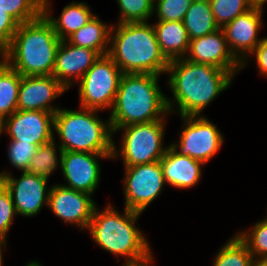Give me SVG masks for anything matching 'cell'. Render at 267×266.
<instances>
[{"instance_id":"1","label":"cell","mask_w":267,"mask_h":266,"mask_svg":"<svg viewBox=\"0 0 267 266\" xmlns=\"http://www.w3.org/2000/svg\"><path fill=\"white\" fill-rule=\"evenodd\" d=\"M166 73L170 74L168 85L174 96V100L166 97L168 112H175L173 108L177 105L180 116H200L234 79L228 71L195 63L185 57L169 61Z\"/></svg>"},{"instance_id":"2","label":"cell","mask_w":267,"mask_h":266,"mask_svg":"<svg viewBox=\"0 0 267 266\" xmlns=\"http://www.w3.org/2000/svg\"><path fill=\"white\" fill-rule=\"evenodd\" d=\"M112 27L108 55L123 74L159 76L167 72L169 61L160 50L152 24L118 23Z\"/></svg>"},{"instance_id":"3","label":"cell","mask_w":267,"mask_h":266,"mask_svg":"<svg viewBox=\"0 0 267 266\" xmlns=\"http://www.w3.org/2000/svg\"><path fill=\"white\" fill-rule=\"evenodd\" d=\"M155 74H123L109 117L113 134L131 124L165 120L166 96Z\"/></svg>"},{"instance_id":"4","label":"cell","mask_w":267,"mask_h":266,"mask_svg":"<svg viewBox=\"0 0 267 266\" xmlns=\"http://www.w3.org/2000/svg\"><path fill=\"white\" fill-rule=\"evenodd\" d=\"M60 42L52 25L42 14L19 25L1 58L21 76L52 75Z\"/></svg>"},{"instance_id":"5","label":"cell","mask_w":267,"mask_h":266,"mask_svg":"<svg viewBox=\"0 0 267 266\" xmlns=\"http://www.w3.org/2000/svg\"><path fill=\"white\" fill-rule=\"evenodd\" d=\"M124 209L121 214L111 204L102 211L95 207L87 229L104 250L126 257V262L138 261L152 253L150 244L135 224L141 213Z\"/></svg>"},{"instance_id":"6","label":"cell","mask_w":267,"mask_h":266,"mask_svg":"<svg viewBox=\"0 0 267 266\" xmlns=\"http://www.w3.org/2000/svg\"><path fill=\"white\" fill-rule=\"evenodd\" d=\"M98 110L81 107L79 111L60 108L54 114V130L62 151L113 154L110 121L97 117Z\"/></svg>"},{"instance_id":"7","label":"cell","mask_w":267,"mask_h":266,"mask_svg":"<svg viewBox=\"0 0 267 266\" xmlns=\"http://www.w3.org/2000/svg\"><path fill=\"white\" fill-rule=\"evenodd\" d=\"M165 120L150 123L131 124L118 128L123 130L120 152L113 144L112 158L119 155L123 158L124 166L130 167L157 162L164 156L167 149L163 146Z\"/></svg>"},{"instance_id":"8","label":"cell","mask_w":267,"mask_h":266,"mask_svg":"<svg viewBox=\"0 0 267 266\" xmlns=\"http://www.w3.org/2000/svg\"><path fill=\"white\" fill-rule=\"evenodd\" d=\"M122 75L108 54L100 56L78 81L80 107L94 110L112 108Z\"/></svg>"},{"instance_id":"9","label":"cell","mask_w":267,"mask_h":266,"mask_svg":"<svg viewBox=\"0 0 267 266\" xmlns=\"http://www.w3.org/2000/svg\"><path fill=\"white\" fill-rule=\"evenodd\" d=\"M181 119L184 123L179 142L170 146L183 156L207 163L222 146L223 134L203 116H181Z\"/></svg>"},{"instance_id":"10","label":"cell","mask_w":267,"mask_h":266,"mask_svg":"<svg viewBox=\"0 0 267 266\" xmlns=\"http://www.w3.org/2000/svg\"><path fill=\"white\" fill-rule=\"evenodd\" d=\"M125 206L142 213L156 199L166 182L160 161L125 167Z\"/></svg>"},{"instance_id":"11","label":"cell","mask_w":267,"mask_h":266,"mask_svg":"<svg viewBox=\"0 0 267 266\" xmlns=\"http://www.w3.org/2000/svg\"><path fill=\"white\" fill-rule=\"evenodd\" d=\"M0 180L9 191L17 214L32 217L40 212L43 205L48 206V178L25 171L16 179L5 171L0 173Z\"/></svg>"},{"instance_id":"12","label":"cell","mask_w":267,"mask_h":266,"mask_svg":"<svg viewBox=\"0 0 267 266\" xmlns=\"http://www.w3.org/2000/svg\"><path fill=\"white\" fill-rule=\"evenodd\" d=\"M96 206L91 194L86 192L67 188L61 184L49 188L50 210L64 222L77 225L81 230L88 228Z\"/></svg>"},{"instance_id":"13","label":"cell","mask_w":267,"mask_h":266,"mask_svg":"<svg viewBox=\"0 0 267 266\" xmlns=\"http://www.w3.org/2000/svg\"><path fill=\"white\" fill-rule=\"evenodd\" d=\"M112 155L62 151L61 170L68 184L61 185L92 195L100 182L101 167L97 159H111Z\"/></svg>"},{"instance_id":"14","label":"cell","mask_w":267,"mask_h":266,"mask_svg":"<svg viewBox=\"0 0 267 266\" xmlns=\"http://www.w3.org/2000/svg\"><path fill=\"white\" fill-rule=\"evenodd\" d=\"M54 114L45 111L16 110L6 118L5 133L11 140L41 146L54 139Z\"/></svg>"},{"instance_id":"15","label":"cell","mask_w":267,"mask_h":266,"mask_svg":"<svg viewBox=\"0 0 267 266\" xmlns=\"http://www.w3.org/2000/svg\"><path fill=\"white\" fill-rule=\"evenodd\" d=\"M262 12V8L252 7L222 28L229 50L241 63V68L246 66L247 53L249 56L261 42L262 38H258L257 34L263 26Z\"/></svg>"},{"instance_id":"16","label":"cell","mask_w":267,"mask_h":266,"mask_svg":"<svg viewBox=\"0 0 267 266\" xmlns=\"http://www.w3.org/2000/svg\"><path fill=\"white\" fill-rule=\"evenodd\" d=\"M188 52L185 56L187 60L213 65L228 71L233 77L241 69V63L229 50L222 28L205 36L190 40Z\"/></svg>"},{"instance_id":"17","label":"cell","mask_w":267,"mask_h":266,"mask_svg":"<svg viewBox=\"0 0 267 266\" xmlns=\"http://www.w3.org/2000/svg\"><path fill=\"white\" fill-rule=\"evenodd\" d=\"M67 89L52 75L21 76L17 110L55 114L60 108L51 102Z\"/></svg>"},{"instance_id":"18","label":"cell","mask_w":267,"mask_h":266,"mask_svg":"<svg viewBox=\"0 0 267 266\" xmlns=\"http://www.w3.org/2000/svg\"><path fill=\"white\" fill-rule=\"evenodd\" d=\"M100 55L86 47H79L61 40L56 52L55 66L52 76L66 89L80 80Z\"/></svg>"},{"instance_id":"19","label":"cell","mask_w":267,"mask_h":266,"mask_svg":"<svg viewBox=\"0 0 267 266\" xmlns=\"http://www.w3.org/2000/svg\"><path fill=\"white\" fill-rule=\"evenodd\" d=\"M165 182L176 188H191L202 176V162L183 156L168 146L160 159Z\"/></svg>"},{"instance_id":"20","label":"cell","mask_w":267,"mask_h":266,"mask_svg":"<svg viewBox=\"0 0 267 266\" xmlns=\"http://www.w3.org/2000/svg\"><path fill=\"white\" fill-rule=\"evenodd\" d=\"M153 27L160 50L168 61L186 56L190 39L183 21H157Z\"/></svg>"},{"instance_id":"21","label":"cell","mask_w":267,"mask_h":266,"mask_svg":"<svg viewBox=\"0 0 267 266\" xmlns=\"http://www.w3.org/2000/svg\"><path fill=\"white\" fill-rule=\"evenodd\" d=\"M49 7L50 1L43 0V15L50 22L60 40H66L71 34L87 24L95 15L92 14L89 6L85 2H72L66 5L59 18H54L49 15Z\"/></svg>"},{"instance_id":"22","label":"cell","mask_w":267,"mask_h":266,"mask_svg":"<svg viewBox=\"0 0 267 266\" xmlns=\"http://www.w3.org/2000/svg\"><path fill=\"white\" fill-rule=\"evenodd\" d=\"M111 28L112 26L103 23L98 16L94 15L87 24L71 34L66 40L75 46L90 48L100 56L107 55Z\"/></svg>"},{"instance_id":"23","label":"cell","mask_w":267,"mask_h":266,"mask_svg":"<svg viewBox=\"0 0 267 266\" xmlns=\"http://www.w3.org/2000/svg\"><path fill=\"white\" fill-rule=\"evenodd\" d=\"M190 40L213 33L219 29L209 0H193L183 19Z\"/></svg>"},{"instance_id":"24","label":"cell","mask_w":267,"mask_h":266,"mask_svg":"<svg viewBox=\"0 0 267 266\" xmlns=\"http://www.w3.org/2000/svg\"><path fill=\"white\" fill-rule=\"evenodd\" d=\"M21 75L0 60V115L7 118L17 110Z\"/></svg>"},{"instance_id":"25","label":"cell","mask_w":267,"mask_h":266,"mask_svg":"<svg viewBox=\"0 0 267 266\" xmlns=\"http://www.w3.org/2000/svg\"><path fill=\"white\" fill-rule=\"evenodd\" d=\"M253 259L247 245L234 235L219 249L213 266H251Z\"/></svg>"},{"instance_id":"26","label":"cell","mask_w":267,"mask_h":266,"mask_svg":"<svg viewBox=\"0 0 267 266\" xmlns=\"http://www.w3.org/2000/svg\"><path fill=\"white\" fill-rule=\"evenodd\" d=\"M55 147V138L52 141L39 146L37 152L32 157L27 172L49 178L51 173L57 169L59 164L61 168L62 150L58 148L60 158V160H58Z\"/></svg>"},{"instance_id":"27","label":"cell","mask_w":267,"mask_h":266,"mask_svg":"<svg viewBox=\"0 0 267 266\" xmlns=\"http://www.w3.org/2000/svg\"><path fill=\"white\" fill-rule=\"evenodd\" d=\"M0 10L23 24L43 14V0H0Z\"/></svg>"},{"instance_id":"28","label":"cell","mask_w":267,"mask_h":266,"mask_svg":"<svg viewBox=\"0 0 267 266\" xmlns=\"http://www.w3.org/2000/svg\"><path fill=\"white\" fill-rule=\"evenodd\" d=\"M209 3L219 28L252 8L249 0H209Z\"/></svg>"},{"instance_id":"29","label":"cell","mask_w":267,"mask_h":266,"mask_svg":"<svg viewBox=\"0 0 267 266\" xmlns=\"http://www.w3.org/2000/svg\"><path fill=\"white\" fill-rule=\"evenodd\" d=\"M120 8L119 23L147 22L154 15V0H117Z\"/></svg>"},{"instance_id":"30","label":"cell","mask_w":267,"mask_h":266,"mask_svg":"<svg viewBox=\"0 0 267 266\" xmlns=\"http://www.w3.org/2000/svg\"><path fill=\"white\" fill-rule=\"evenodd\" d=\"M249 231L237 232L236 235L247 245L254 258H267V217Z\"/></svg>"},{"instance_id":"31","label":"cell","mask_w":267,"mask_h":266,"mask_svg":"<svg viewBox=\"0 0 267 266\" xmlns=\"http://www.w3.org/2000/svg\"><path fill=\"white\" fill-rule=\"evenodd\" d=\"M192 2L193 0H154L153 12H156L158 21H183Z\"/></svg>"},{"instance_id":"32","label":"cell","mask_w":267,"mask_h":266,"mask_svg":"<svg viewBox=\"0 0 267 266\" xmlns=\"http://www.w3.org/2000/svg\"><path fill=\"white\" fill-rule=\"evenodd\" d=\"M38 147L32 143L11 140L8 147V158L12 166L22 172L28 171L32 157L37 152Z\"/></svg>"},{"instance_id":"33","label":"cell","mask_w":267,"mask_h":266,"mask_svg":"<svg viewBox=\"0 0 267 266\" xmlns=\"http://www.w3.org/2000/svg\"><path fill=\"white\" fill-rule=\"evenodd\" d=\"M15 214L17 215L11 195L4 183L0 180V235L5 239L13 223V216Z\"/></svg>"},{"instance_id":"34","label":"cell","mask_w":267,"mask_h":266,"mask_svg":"<svg viewBox=\"0 0 267 266\" xmlns=\"http://www.w3.org/2000/svg\"><path fill=\"white\" fill-rule=\"evenodd\" d=\"M19 23L10 15L0 10V56L8 50Z\"/></svg>"},{"instance_id":"35","label":"cell","mask_w":267,"mask_h":266,"mask_svg":"<svg viewBox=\"0 0 267 266\" xmlns=\"http://www.w3.org/2000/svg\"><path fill=\"white\" fill-rule=\"evenodd\" d=\"M255 54L256 64L260 74L267 76V37L261 39L259 45L250 53Z\"/></svg>"},{"instance_id":"36","label":"cell","mask_w":267,"mask_h":266,"mask_svg":"<svg viewBox=\"0 0 267 266\" xmlns=\"http://www.w3.org/2000/svg\"><path fill=\"white\" fill-rule=\"evenodd\" d=\"M153 254L150 253L144 259L133 261V262H125L123 266H150L151 262L153 261Z\"/></svg>"},{"instance_id":"37","label":"cell","mask_w":267,"mask_h":266,"mask_svg":"<svg viewBox=\"0 0 267 266\" xmlns=\"http://www.w3.org/2000/svg\"><path fill=\"white\" fill-rule=\"evenodd\" d=\"M251 266H267V258H254Z\"/></svg>"},{"instance_id":"38","label":"cell","mask_w":267,"mask_h":266,"mask_svg":"<svg viewBox=\"0 0 267 266\" xmlns=\"http://www.w3.org/2000/svg\"><path fill=\"white\" fill-rule=\"evenodd\" d=\"M252 7H258L263 9V5L267 0H249Z\"/></svg>"},{"instance_id":"39","label":"cell","mask_w":267,"mask_h":266,"mask_svg":"<svg viewBox=\"0 0 267 266\" xmlns=\"http://www.w3.org/2000/svg\"><path fill=\"white\" fill-rule=\"evenodd\" d=\"M3 246H4V248H5V246H6V239L4 238V237H2L1 235H0V266H3L2 265V248H3Z\"/></svg>"},{"instance_id":"40","label":"cell","mask_w":267,"mask_h":266,"mask_svg":"<svg viewBox=\"0 0 267 266\" xmlns=\"http://www.w3.org/2000/svg\"><path fill=\"white\" fill-rule=\"evenodd\" d=\"M6 129V118L0 115V135L5 132Z\"/></svg>"},{"instance_id":"41","label":"cell","mask_w":267,"mask_h":266,"mask_svg":"<svg viewBox=\"0 0 267 266\" xmlns=\"http://www.w3.org/2000/svg\"><path fill=\"white\" fill-rule=\"evenodd\" d=\"M27 266H41V265H40V263L33 261V262H30L29 264H27Z\"/></svg>"}]
</instances>
